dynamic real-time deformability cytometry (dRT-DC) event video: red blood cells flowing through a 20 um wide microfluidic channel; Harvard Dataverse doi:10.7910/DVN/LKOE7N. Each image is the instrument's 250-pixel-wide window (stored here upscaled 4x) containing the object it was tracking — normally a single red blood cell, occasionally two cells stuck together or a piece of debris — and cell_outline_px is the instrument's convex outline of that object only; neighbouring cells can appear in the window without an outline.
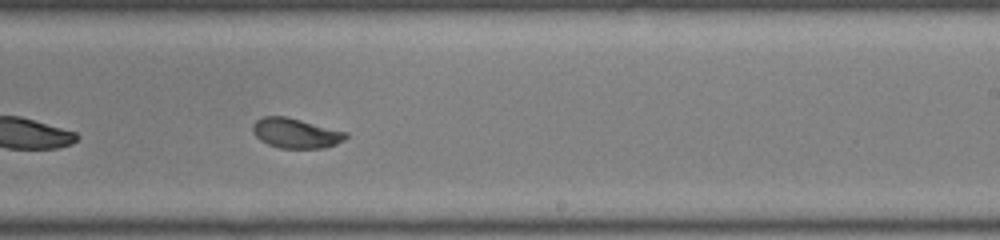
{"species": "common noctule bat (a hibernating species)", "species_latin": "Nyctalus noctula", "temperature_condition": "room temperature", "stored_images_in_passage": 42, "camera_frame_rate_fps": 3000, "um_per_image_px": 0.085, "animal": {"sex": "male", "body_mass_g": 19.0, "forearm_length_mm": 50.8}, "frame": {"image": 1, "passage_image": 24, "time_ms": 7.667, "image_size_px": [1000, 240], "cell_outline_px": [[348, 136], [344, 140], [336, 144], [324, 148], [280, 148], [268, 144], [260, 140], [252, 132], [252, 124], [256, 120], [264, 116], [284, 116], [348, 132]], "centroid_in_image_um": [25.13, 11.32], "position_along_channel_um": 263.9, "area_um2": 16.18}}
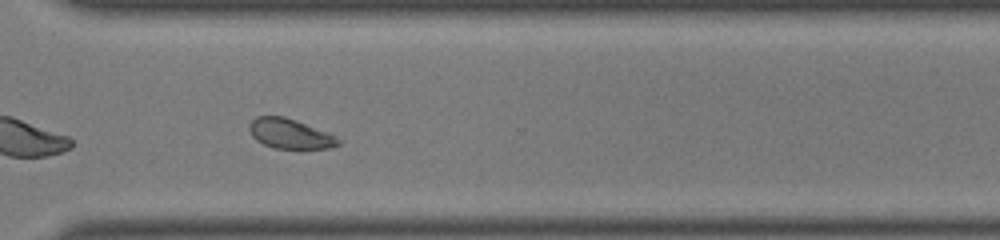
{"frame": {"image": 2, "passage_image": 30, "time_ms": 9.667, "image_size_px": [1000, 240], "cell_outline_px": [[340, 144], [328, 148], [272, 148], [256, 140], [252, 136], [248, 128], [248, 124], [256, 116], [284, 116], [324, 132], [340, 140]], "centroid_in_image_um": [24.55, 11.37], "position_along_channel_um": 346.0, "area_um2": 15.03}, "authors_computed_cell_mechanics": {"area_um2": 17.2244, "velocity_mm_per_s": 4.0593, "shape_relaxation_time_tau1_ms": 2.5305, "shape_relaxation_time_tau2_ms": 1.5024, "deformation_change_tau1": 0.1273, "deformation_change_tau2": 0.0623}}